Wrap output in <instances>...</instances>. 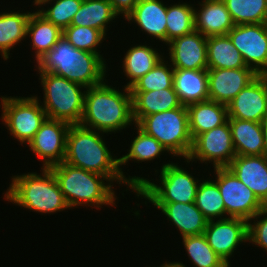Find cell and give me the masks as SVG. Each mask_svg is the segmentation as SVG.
<instances>
[{"label":"cell","instance_id":"obj_1","mask_svg":"<svg viewBox=\"0 0 267 267\" xmlns=\"http://www.w3.org/2000/svg\"><path fill=\"white\" fill-rule=\"evenodd\" d=\"M122 88L108 85L107 79L87 88L80 125L107 134L135 125L130 89Z\"/></svg>","mask_w":267,"mask_h":267},{"label":"cell","instance_id":"obj_2","mask_svg":"<svg viewBox=\"0 0 267 267\" xmlns=\"http://www.w3.org/2000/svg\"><path fill=\"white\" fill-rule=\"evenodd\" d=\"M107 133L81 126L70 125L66 136L65 163L107 177L112 183L124 184L127 190L136 191L125 181L119 168V158L106 145ZM102 135V136H101Z\"/></svg>","mask_w":267,"mask_h":267},{"label":"cell","instance_id":"obj_3","mask_svg":"<svg viewBox=\"0 0 267 267\" xmlns=\"http://www.w3.org/2000/svg\"><path fill=\"white\" fill-rule=\"evenodd\" d=\"M106 63L98 54L76 49L62 36L34 68L90 88L107 78Z\"/></svg>","mask_w":267,"mask_h":267},{"label":"cell","instance_id":"obj_4","mask_svg":"<svg viewBox=\"0 0 267 267\" xmlns=\"http://www.w3.org/2000/svg\"><path fill=\"white\" fill-rule=\"evenodd\" d=\"M69 208L116 206L114 184L105 176L71 166L65 162L49 168ZM106 181V182H105Z\"/></svg>","mask_w":267,"mask_h":267},{"label":"cell","instance_id":"obj_5","mask_svg":"<svg viewBox=\"0 0 267 267\" xmlns=\"http://www.w3.org/2000/svg\"><path fill=\"white\" fill-rule=\"evenodd\" d=\"M40 171L12 176L3 198L30 212L51 215L70 210L53 172L45 168Z\"/></svg>","mask_w":267,"mask_h":267},{"label":"cell","instance_id":"obj_6","mask_svg":"<svg viewBox=\"0 0 267 267\" xmlns=\"http://www.w3.org/2000/svg\"><path fill=\"white\" fill-rule=\"evenodd\" d=\"M43 90V102L38 100L49 119L60 120L70 125L80 124L87 88L52 72L37 71ZM84 90V91H83Z\"/></svg>","mask_w":267,"mask_h":267},{"label":"cell","instance_id":"obj_7","mask_svg":"<svg viewBox=\"0 0 267 267\" xmlns=\"http://www.w3.org/2000/svg\"><path fill=\"white\" fill-rule=\"evenodd\" d=\"M171 162V163H170ZM160 170H155L159 174L158 183L153 179H147L137 190V198L145 199V203H191L195 202L196 192L201 182L193 173L184 169L179 163H162ZM159 171V172H158ZM153 180V181H152ZM152 181V182H151ZM148 202H147V201Z\"/></svg>","mask_w":267,"mask_h":267},{"label":"cell","instance_id":"obj_8","mask_svg":"<svg viewBox=\"0 0 267 267\" xmlns=\"http://www.w3.org/2000/svg\"><path fill=\"white\" fill-rule=\"evenodd\" d=\"M136 125L159 141L172 157H189L193 140L189 129L187 106L182 105L144 116Z\"/></svg>","mask_w":267,"mask_h":267},{"label":"cell","instance_id":"obj_9","mask_svg":"<svg viewBox=\"0 0 267 267\" xmlns=\"http://www.w3.org/2000/svg\"><path fill=\"white\" fill-rule=\"evenodd\" d=\"M0 101L2 124L21 145H27L48 118L39 100L34 95H5Z\"/></svg>","mask_w":267,"mask_h":267},{"label":"cell","instance_id":"obj_10","mask_svg":"<svg viewBox=\"0 0 267 267\" xmlns=\"http://www.w3.org/2000/svg\"><path fill=\"white\" fill-rule=\"evenodd\" d=\"M213 180L225 205V218L238 217L249 221L262 211L264 204L228 167L214 168ZM227 216V217H226Z\"/></svg>","mask_w":267,"mask_h":267},{"label":"cell","instance_id":"obj_11","mask_svg":"<svg viewBox=\"0 0 267 267\" xmlns=\"http://www.w3.org/2000/svg\"><path fill=\"white\" fill-rule=\"evenodd\" d=\"M236 157L229 122L199 134L194 140L186 165L194 162L227 167ZM213 162V163H212Z\"/></svg>","mask_w":267,"mask_h":267},{"label":"cell","instance_id":"obj_12","mask_svg":"<svg viewBox=\"0 0 267 267\" xmlns=\"http://www.w3.org/2000/svg\"><path fill=\"white\" fill-rule=\"evenodd\" d=\"M227 35L246 66L267 75V23L234 25Z\"/></svg>","mask_w":267,"mask_h":267},{"label":"cell","instance_id":"obj_13","mask_svg":"<svg viewBox=\"0 0 267 267\" xmlns=\"http://www.w3.org/2000/svg\"><path fill=\"white\" fill-rule=\"evenodd\" d=\"M203 234L215 253L231 266L234 251L248 242V221L238 217L211 220Z\"/></svg>","mask_w":267,"mask_h":267},{"label":"cell","instance_id":"obj_14","mask_svg":"<svg viewBox=\"0 0 267 267\" xmlns=\"http://www.w3.org/2000/svg\"><path fill=\"white\" fill-rule=\"evenodd\" d=\"M69 127L67 122L47 118L29 141V150L43 161L41 168L49 169L64 161Z\"/></svg>","mask_w":267,"mask_h":267},{"label":"cell","instance_id":"obj_15","mask_svg":"<svg viewBox=\"0 0 267 267\" xmlns=\"http://www.w3.org/2000/svg\"><path fill=\"white\" fill-rule=\"evenodd\" d=\"M228 118L261 123L267 116V75H259L227 104Z\"/></svg>","mask_w":267,"mask_h":267},{"label":"cell","instance_id":"obj_16","mask_svg":"<svg viewBox=\"0 0 267 267\" xmlns=\"http://www.w3.org/2000/svg\"><path fill=\"white\" fill-rule=\"evenodd\" d=\"M169 62L174 69L204 70L207 64V37L197 30L166 44Z\"/></svg>","mask_w":267,"mask_h":267},{"label":"cell","instance_id":"obj_17","mask_svg":"<svg viewBox=\"0 0 267 267\" xmlns=\"http://www.w3.org/2000/svg\"><path fill=\"white\" fill-rule=\"evenodd\" d=\"M258 76L251 68L208 69L209 100L227 105Z\"/></svg>","mask_w":267,"mask_h":267},{"label":"cell","instance_id":"obj_18","mask_svg":"<svg viewBox=\"0 0 267 267\" xmlns=\"http://www.w3.org/2000/svg\"><path fill=\"white\" fill-rule=\"evenodd\" d=\"M162 0H139L125 17L128 23H135L143 33L166 44L167 3Z\"/></svg>","mask_w":267,"mask_h":267},{"label":"cell","instance_id":"obj_19","mask_svg":"<svg viewBox=\"0 0 267 267\" xmlns=\"http://www.w3.org/2000/svg\"><path fill=\"white\" fill-rule=\"evenodd\" d=\"M137 130L136 136L131 139V145L127 149L128 153L119 157V168L121 175L125 181L136 191L148 178L139 177V176H127L123 172V165H126L128 161L132 160L136 162H149L160 158V155H163L164 152L170 154L162 144L157 141L153 136L146 134L141 130L136 124L134 125V130ZM121 166L123 168H121Z\"/></svg>","mask_w":267,"mask_h":267},{"label":"cell","instance_id":"obj_20","mask_svg":"<svg viewBox=\"0 0 267 267\" xmlns=\"http://www.w3.org/2000/svg\"><path fill=\"white\" fill-rule=\"evenodd\" d=\"M227 167L264 205L267 204V156H236Z\"/></svg>","mask_w":267,"mask_h":267},{"label":"cell","instance_id":"obj_21","mask_svg":"<svg viewBox=\"0 0 267 267\" xmlns=\"http://www.w3.org/2000/svg\"><path fill=\"white\" fill-rule=\"evenodd\" d=\"M152 205L167 217L170 225H174L182 237L203 234L206 229L208 220L196 207L195 202L152 203Z\"/></svg>","mask_w":267,"mask_h":267},{"label":"cell","instance_id":"obj_22","mask_svg":"<svg viewBox=\"0 0 267 267\" xmlns=\"http://www.w3.org/2000/svg\"><path fill=\"white\" fill-rule=\"evenodd\" d=\"M199 10L194 8L195 30L205 37L227 35L234 27L222 0H201Z\"/></svg>","mask_w":267,"mask_h":267},{"label":"cell","instance_id":"obj_23","mask_svg":"<svg viewBox=\"0 0 267 267\" xmlns=\"http://www.w3.org/2000/svg\"><path fill=\"white\" fill-rule=\"evenodd\" d=\"M173 88L183 106L209 100L208 69H174Z\"/></svg>","mask_w":267,"mask_h":267},{"label":"cell","instance_id":"obj_24","mask_svg":"<svg viewBox=\"0 0 267 267\" xmlns=\"http://www.w3.org/2000/svg\"><path fill=\"white\" fill-rule=\"evenodd\" d=\"M236 156L264 155L261 123L228 118Z\"/></svg>","mask_w":267,"mask_h":267},{"label":"cell","instance_id":"obj_25","mask_svg":"<svg viewBox=\"0 0 267 267\" xmlns=\"http://www.w3.org/2000/svg\"><path fill=\"white\" fill-rule=\"evenodd\" d=\"M130 93L132 96L133 118L135 124H137L144 116L182 106L174 88Z\"/></svg>","mask_w":267,"mask_h":267},{"label":"cell","instance_id":"obj_26","mask_svg":"<svg viewBox=\"0 0 267 267\" xmlns=\"http://www.w3.org/2000/svg\"><path fill=\"white\" fill-rule=\"evenodd\" d=\"M157 48H154L147 45V43L144 45L142 44H136L130 46V48L126 51L124 54V57L122 58V68L124 76L127 77L126 80L129 79L128 82H126V85H123L126 88H130L138 79H140L142 76L147 74L150 70H152L157 63L163 59L165 56H163L162 52L157 51Z\"/></svg>","mask_w":267,"mask_h":267},{"label":"cell","instance_id":"obj_27","mask_svg":"<svg viewBox=\"0 0 267 267\" xmlns=\"http://www.w3.org/2000/svg\"><path fill=\"white\" fill-rule=\"evenodd\" d=\"M187 110L192 140L228 120L227 105L211 100L188 105Z\"/></svg>","mask_w":267,"mask_h":267},{"label":"cell","instance_id":"obj_28","mask_svg":"<svg viewBox=\"0 0 267 267\" xmlns=\"http://www.w3.org/2000/svg\"><path fill=\"white\" fill-rule=\"evenodd\" d=\"M63 31L47 21L37 11H33L29 17L26 38L30 39V44L35 56L36 63L44 57L62 38Z\"/></svg>","mask_w":267,"mask_h":267},{"label":"cell","instance_id":"obj_29","mask_svg":"<svg viewBox=\"0 0 267 267\" xmlns=\"http://www.w3.org/2000/svg\"><path fill=\"white\" fill-rule=\"evenodd\" d=\"M31 12L4 11L0 12V55L4 61L10 57L11 49L24 41Z\"/></svg>","mask_w":267,"mask_h":267},{"label":"cell","instance_id":"obj_30","mask_svg":"<svg viewBox=\"0 0 267 267\" xmlns=\"http://www.w3.org/2000/svg\"><path fill=\"white\" fill-rule=\"evenodd\" d=\"M119 17L108 0H83L71 25L98 29L107 36L108 25Z\"/></svg>","mask_w":267,"mask_h":267},{"label":"cell","instance_id":"obj_31","mask_svg":"<svg viewBox=\"0 0 267 267\" xmlns=\"http://www.w3.org/2000/svg\"><path fill=\"white\" fill-rule=\"evenodd\" d=\"M208 69L249 68L228 35L207 37Z\"/></svg>","mask_w":267,"mask_h":267},{"label":"cell","instance_id":"obj_32","mask_svg":"<svg viewBox=\"0 0 267 267\" xmlns=\"http://www.w3.org/2000/svg\"><path fill=\"white\" fill-rule=\"evenodd\" d=\"M194 6L187 2L167 5L166 44L195 30Z\"/></svg>","mask_w":267,"mask_h":267},{"label":"cell","instance_id":"obj_33","mask_svg":"<svg viewBox=\"0 0 267 267\" xmlns=\"http://www.w3.org/2000/svg\"><path fill=\"white\" fill-rule=\"evenodd\" d=\"M195 205L208 221L225 218L223 198L212 178L204 179L203 176L196 192Z\"/></svg>","mask_w":267,"mask_h":267},{"label":"cell","instance_id":"obj_34","mask_svg":"<svg viewBox=\"0 0 267 267\" xmlns=\"http://www.w3.org/2000/svg\"><path fill=\"white\" fill-rule=\"evenodd\" d=\"M234 25L267 23V0H222Z\"/></svg>","mask_w":267,"mask_h":267},{"label":"cell","instance_id":"obj_35","mask_svg":"<svg viewBox=\"0 0 267 267\" xmlns=\"http://www.w3.org/2000/svg\"><path fill=\"white\" fill-rule=\"evenodd\" d=\"M83 0H39L34 6L37 12L47 21L62 31L71 25L75 13L80 9ZM50 4V7L48 6ZM52 4V5H51ZM47 8L44 9L43 6ZM38 6V7H37Z\"/></svg>","mask_w":267,"mask_h":267},{"label":"cell","instance_id":"obj_36","mask_svg":"<svg viewBox=\"0 0 267 267\" xmlns=\"http://www.w3.org/2000/svg\"><path fill=\"white\" fill-rule=\"evenodd\" d=\"M182 244L194 267H230L211 248L204 234L184 236Z\"/></svg>","mask_w":267,"mask_h":267},{"label":"cell","instance_id":"obj_37","mask_svg":"<svg viewBox=\"0 0 267 267\" xmlns=\"http://www.w3.org/2000/svg\"><path fill=\"white\" fill-rule=\"evenodd\" d=\"M62 36L76 49L98 54L106 62L107 59L103 58V54H100L101 51L98 49L107 38L102 31L91 27L70 25L63 30Z\"/></svg>","mask_w":267,"mask_h":267},{"label":"cell","instance_id":"obj_38","mask_svg":"<svg viewBox=\"0 0 267 267\" xmlns=\"http://www.w3.org/2000/svg\"><path fill=\"white\" fill-rule=\"evenodd\" d=\"M165 59V57L161 59L152 70L138 79L129 88L130 92H148L173 88L174 68Z\"/></svg>","mask_w":267,"mask_h":267},{"label":"cell","instance_id":"obj_39","mask_svg":"<svg viewBox=\"0 0 267 267\" xmlns=\"http://www.w3.org/2000/svg\"><path fill=\"white\" fill-rule=\"evenodd\" d=\"M248 242L267 252V204L248 221Z\"/></svg>","mask_w":267,"mask_h":267},{"label":"cell","instance_id":"obj_40","mask_svg":"<svg viewBox=\"0 0 267 267\" xmlns=\"http://www.w3.org/2000/svg\"><path fill=\"white\" fill-rule=\"evenodd\" d=\"M114 11L125 18L135 7L139 0H108Z\"/></svg>","mask_w":267,"mask_h":267},{"label":"cell","instance_id":"obj_41","mask_svg":"<svg viewBox=\"0 0 267 267\" xmlns=\"http://www.w3.org/2000/svg\"><path fill=\"white\" fill-rule=\"evenodd\" d=\"M264 138V155L267 156V116L261 121Z\"/></svg>","mask_w":267,"mask_h":267},{"label":"cell","instance_id":"obj_42","mask_svg":"<svg viewBox=\"0 0 267 267\" xmlns=\"http://www.w3.org/2000/svg\"><path fill=\"white\" fill-rule=\"evenodd\" d=\"M187 265H184V263L183 262H181V261H173V262H167V267H186Z\"/></svg>","mask_w":267,"mask_h":267},{"label":"cell","instance_id":"obj_43","mask_svg":"<svg viewBox=\"0 0 267 267\" xmlns=\"http://www.w3.org/2000/svg\"><path fill=\"white\" fill-rule=\"evenodd\" d=\"M149 267H151V266H149ZM154 267H156V266H154ZM157 267H167V261H165L164 264H161L160 266H157Z\"/></svg>","mask_w":267,"mask_h":267},{"label":"cell","instance_id":"obj_44","mask_svg":"<svg viewBox=\"0 0 267 267\" xmlns=\"http://www.w3.org/2000/svg\"><path fill=\"white\" fill-rule=\"evenodd\" d=\"M37 1H39V0H34L32 5H34Z\"/></svg>","mask_w":267,"mask_h":267}]
</instances>
